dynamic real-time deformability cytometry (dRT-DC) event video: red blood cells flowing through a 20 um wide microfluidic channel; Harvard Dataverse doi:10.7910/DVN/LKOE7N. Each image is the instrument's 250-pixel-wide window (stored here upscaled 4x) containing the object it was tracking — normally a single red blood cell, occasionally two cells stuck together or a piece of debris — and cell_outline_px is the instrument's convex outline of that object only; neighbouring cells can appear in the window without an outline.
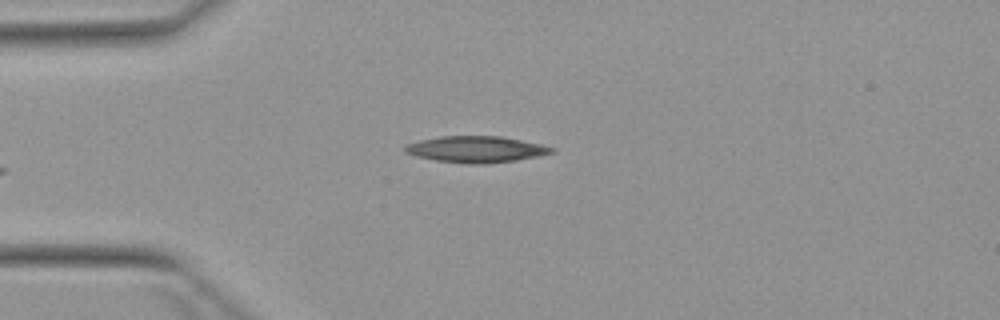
{"species": "Egyptian fruit bat (a non-hibernating species)", "species_latin": "Rousettus aegyptiacus", "temperature_condition": "warm", "stored_images_in_passage": 5, "camera_frame_rate_fps": 3000, "um_per_image_px": 0.085, "animal": {"sex": "female"}, "frame": {"image": 1, "passage_image": 5, "time_ms": 4.667, "image_size_px": [1000, 320], "cell_outline_px": [[556, 152], [540, 156], [516, 160], [484, 164], [468, 164], [436, 160], [416, 156], [404, 152], [404, 148], [408, 144], [420, 140], [440, 136], [500, 136], [540, 144], [556, 148]], "centroid_in_image_um": [40.5, 12.69], "position_along_channel_um": 44.5, "area_um2": 22.48}}